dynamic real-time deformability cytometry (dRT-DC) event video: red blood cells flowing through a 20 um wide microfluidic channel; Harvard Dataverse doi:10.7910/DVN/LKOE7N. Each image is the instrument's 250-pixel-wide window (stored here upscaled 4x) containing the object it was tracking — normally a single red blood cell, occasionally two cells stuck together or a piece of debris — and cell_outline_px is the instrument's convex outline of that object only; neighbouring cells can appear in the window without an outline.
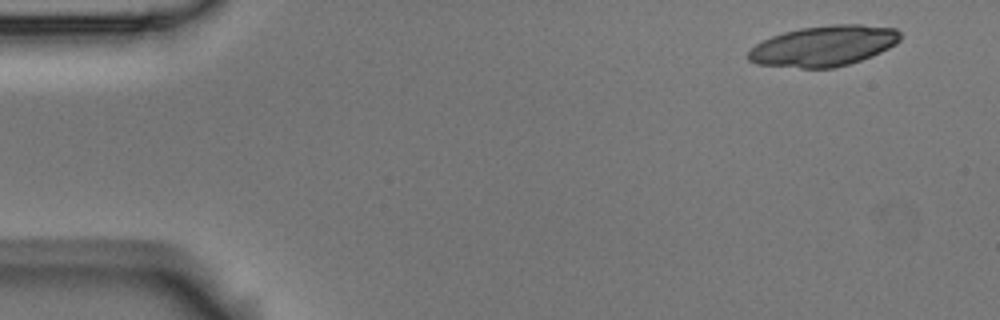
{"species": "Egyptian fruit bat (a non-hibernating species)", "species_latin": "Rousettus aegyptiacus", "temperature_condition": "room temperature", "stored_images_in_passage": 4, "camera_frame_rate_fps": 3000, "um_per_image_px": 0.085, "animal": {"sex": "male"}, "frame": {"image": 1, "passage_image": 1, "time_ms": 0.0, "image_size_px": [1000, 320], "cell_outline_px": [[900, 40], [896, 44], [872, 56], [848, 64], [832, 68], [800, 68], [756, 64], [748, 60], [748, 52], [756, 44], [772, 36], [784, 32], [800, 28], [832, 24], [860, 24], [896, 28], [900, 32]], "centroid_in_image_um": [70.02, 3.9], "position_along_channel_um": 15.0, "area_um2": 35.89}}